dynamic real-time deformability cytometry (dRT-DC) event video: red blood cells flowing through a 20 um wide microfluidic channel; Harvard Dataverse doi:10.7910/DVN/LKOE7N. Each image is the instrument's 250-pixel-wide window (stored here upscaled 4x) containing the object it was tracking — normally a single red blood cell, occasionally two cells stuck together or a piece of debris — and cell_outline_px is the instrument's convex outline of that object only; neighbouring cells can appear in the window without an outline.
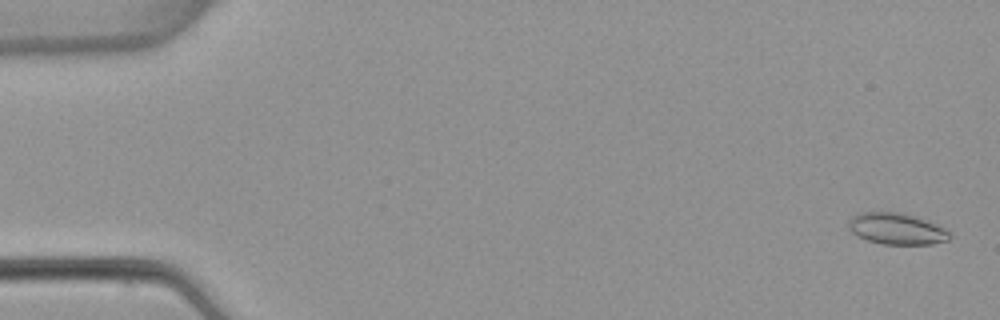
{"species": "common noctule bat (a hibernating species)", "species_latin": "Nyctalus noctula", "temperature_condition": "warm", "stored_images_in_passage": 5, "camera_frame_rate_fps": 3000, "um_per_image_px": 0.085, "animal": {"sex": "female", "body_mass_g": 22.7, "forearm_length_mm": 54.2}, "frame": {"image": 1, "passage_image": 1, "time_ms": 0.0, "image_size_px": [1000, 320], "cell_outline_px": [[952, 236], [948, 240], [932, 244], [884, 244], [868, 240], [852, 232], [848, 228], [848, 220], [852, 216], [860, 212], [900, 212], [916, 216], [936, 224], [952, 232]], "centroid_in_image_um": [76.24, 19.43], "position_along_channel_um": 8.8, "area_um2": 18.55}}
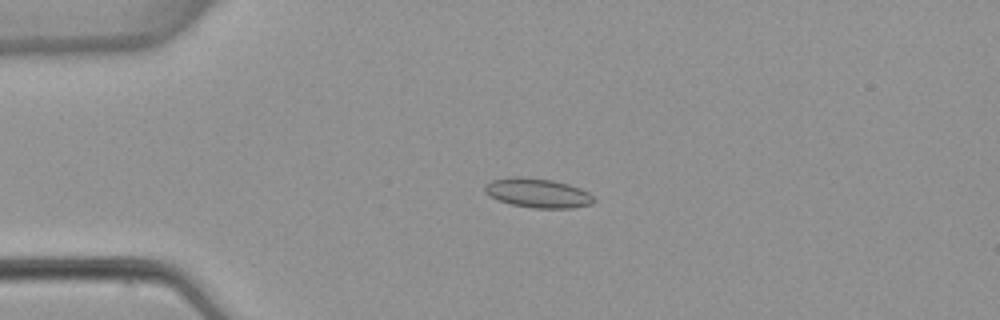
{"frame": {"image": 2, "passage_image": 4, "time_ms": 3.667, "image_size_px": [1000, 320], "cell_outline_px": [[596, 200], [592, 204], [572, 208], [532, 208], [512, 204], [488, 196], [484, 192], [484, 184], [492, 180], [508, 176], [520, 176], [552, 180], [568, 184], [580, 188], [588, 192]], "centroid_in_image_um": [45.68, 16.39], "position_along_channel_um": 39.3, "area_um2": 18.79}}